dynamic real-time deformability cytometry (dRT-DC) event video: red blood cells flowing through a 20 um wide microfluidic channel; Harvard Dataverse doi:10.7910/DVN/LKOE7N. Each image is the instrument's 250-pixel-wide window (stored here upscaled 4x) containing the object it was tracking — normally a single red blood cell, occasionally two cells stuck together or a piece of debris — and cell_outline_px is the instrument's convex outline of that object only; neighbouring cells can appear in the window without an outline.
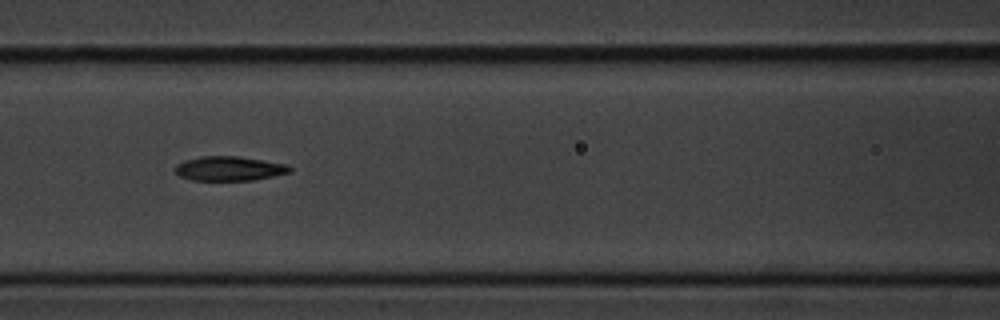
{"species": "common noctule bat (a hibernating species)", "species_latin": "Nyctalus noctula", "temperature_condition": "cold", "stored_images_in_passage": 20, "camera_frame_rate_fps": 3000, "um_per_image_px": 0.085, "animal": {"sex": "male", "body_mass_g": 20.1, "forearm_length_mm": 53.5}, "frame": {"image": 1, "passage_image": 9, "time_ms": 2.667, "image_size_px": [1000, 320], "cell_outline_px": [[292, 172], [252, 180], [192, 180], [180, 176], [176, 172], [176, 164], [184, 160], [200, 156], [240, 156], [288, 164], [292, 168]], "centroid_in_image_um": [19.51, 14.31], "position_along_channel_um": 147.1, "area_um2": 16.36}}
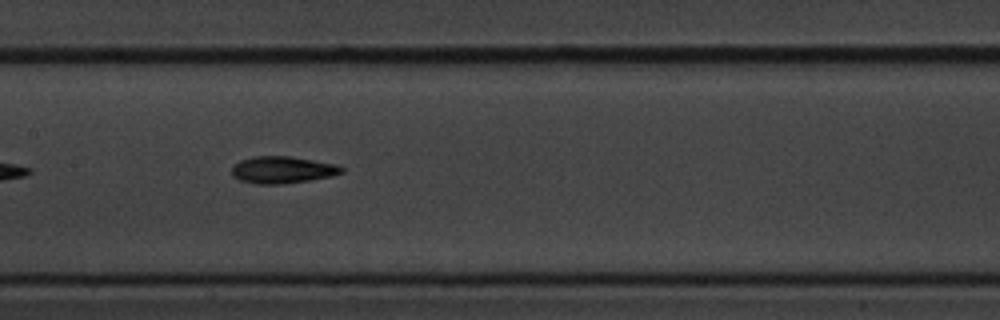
{"frame": {"image": 2, "passage_image": 12, "time_ms": 3.667, "image_size_px": [1000, 320], "cell_outline_px": [[344, 172], [328, 176], [308, 180], [280, 184], [256, 184], [240, 180], [232, 176], [232, 168], [240, 160], [256, 156], [288, 156], [336, 164], [344, 168]], "centroid_in_image_um": [23.98, 14.43], "position_along_channel_um": 183.4, "area_um2": 16.99}}
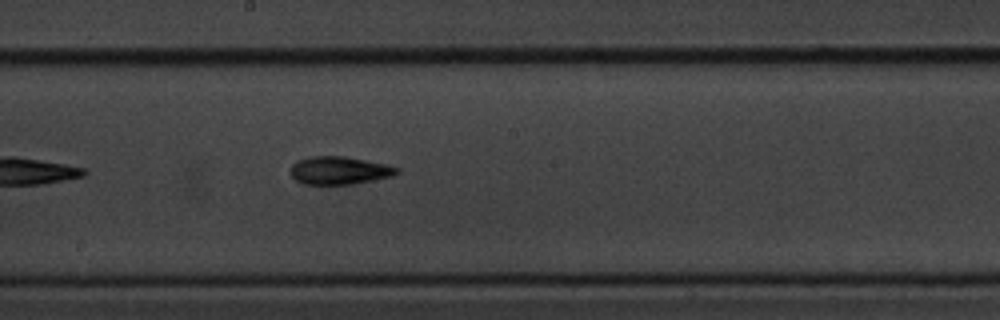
{"frame": {"image": 3, "passage_image": 15, "time_ms": 4.667, "image_size_px": [1000, 320], "cell_outline_px": [[400, 172], [392, 176], [352, 184], [304, 184], [296, 180], [292, 176], [292, 164], [296, 160], [308, 156], [344, 156], [388, 164], [400, 168]], "centroid_in_image_um": [28.86, 14.47], "position_along_channel_um": 219.3, "area_um2": 17.34}}